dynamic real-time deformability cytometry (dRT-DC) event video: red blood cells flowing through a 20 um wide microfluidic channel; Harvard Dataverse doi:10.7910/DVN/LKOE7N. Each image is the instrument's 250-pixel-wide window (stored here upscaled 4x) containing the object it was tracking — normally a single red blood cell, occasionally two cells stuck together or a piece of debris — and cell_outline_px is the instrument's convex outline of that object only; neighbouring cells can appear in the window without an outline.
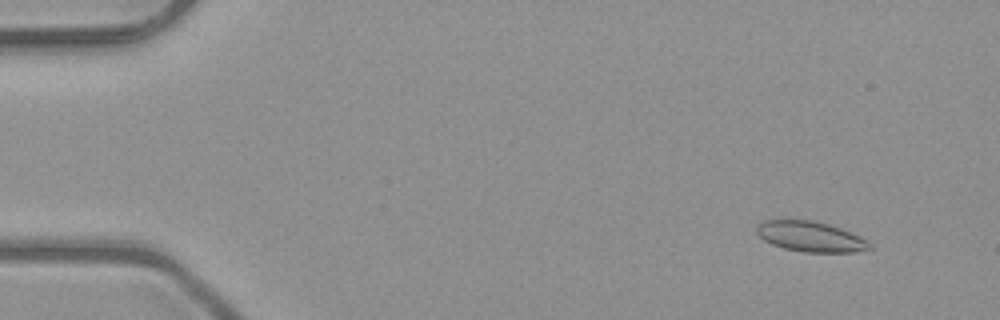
{"species": "common noctule bat (a hibernating species)", "species_latin": "Nyctalus noctula", "temperature_condition": "room temperature", "stored_images_in_passage": 3, "camera_frame_rate_fps": 3000, "um_per_image_px": 0.085, "animal": {"sex": "male", "body_mass_g": 23.1, "forearm_length_mm": 52.7}, "frame": {"image": 1, "passage_image": 1, "time_ms": 0.0, "image_size_px": [1000, 320], "cell_outline_px": [[872, 248], [856, 252], [804, 252], [784, 248], [772, 244], [764, 240], [756, 232], [756, 224], [764, 220], [816, 220], [840, 228], [860, 236], [868, 240], [872, 244]], "centroid_in_image_um": [68.9, 20.1], "position_along_channel_um": 16.1, "area_um2": 20.06}}